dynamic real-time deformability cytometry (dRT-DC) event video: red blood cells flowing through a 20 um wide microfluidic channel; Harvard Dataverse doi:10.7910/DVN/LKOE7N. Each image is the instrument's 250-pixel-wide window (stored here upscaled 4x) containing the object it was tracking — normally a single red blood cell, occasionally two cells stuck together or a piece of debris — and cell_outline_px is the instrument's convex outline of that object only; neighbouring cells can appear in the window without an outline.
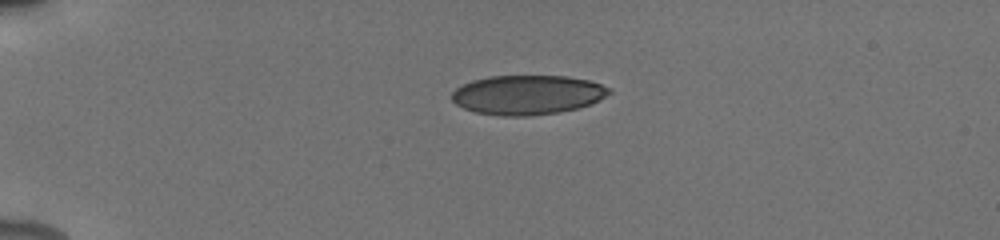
{"species": "human", "species_latin": "Homo sapiens", "temperature_condition": "cold", "stored_images_in_passage": 8, "camera_frame_rate_fps": 3000, "um_per_image_px": 0.085, "donor": {"sex": "male"}, "frame": {"image": 1, "passage_image": 1, "time_ms": 0.0, "image_size_px": [1000, 240], "cell_outline_px": [[612, 92], [588, 104], [576, 108], [560, 112], [528, 116], [500, 116], [476, 112], [464, 108], [456, 104], [452, 100], [452, 92], [456, 88], [472, 80], [488, 76], [568, 76], [588, 80], [612, 88]], "centroid_in_image_um": [44.81, 8.05], "position_along_channel_um": 40.2, "area_um2": 36.01}}
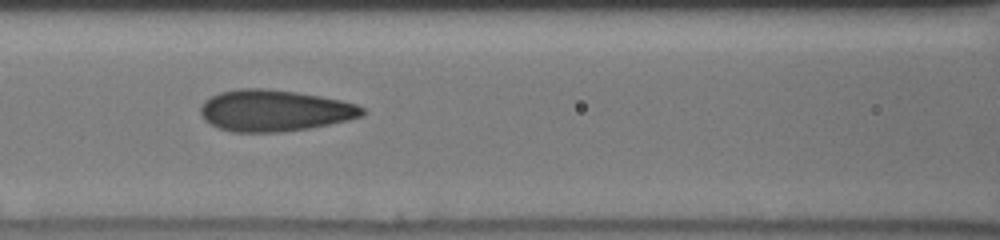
{"frame": {"image": 2, "passage_image": 7, "time_ms": 4.0, "image_size_px": [1000, 240], "cell_outline_px": [[364, 112], [360, 116], [348, 120], [308, 128], [284, 132], [232, 132], [220, 128], [204, 120], [200, 112], [200, 108], [204, 100], [220, 92], [240, 88], [264, 88], [296, 92], [320, 96], [340, 100], [356, 104], [364, 108]], "centroid_in_image_um": [23.3, 9.4], "position_along_channel_um": 143.3, "area_um2": 38.9}}